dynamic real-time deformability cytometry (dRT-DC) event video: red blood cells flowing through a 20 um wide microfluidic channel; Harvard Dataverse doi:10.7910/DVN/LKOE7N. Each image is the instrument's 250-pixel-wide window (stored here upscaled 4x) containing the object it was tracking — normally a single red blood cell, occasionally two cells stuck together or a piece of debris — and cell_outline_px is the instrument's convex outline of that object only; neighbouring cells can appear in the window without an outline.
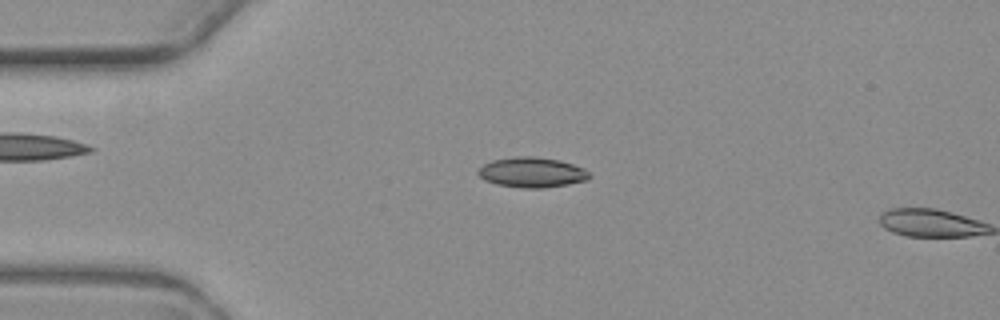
{"species": "common noctule bat (a hibernating species)", "species_latin": "Nyctalus noctula", "temperature_condition": "warm", "stored_images_in_passage": 5, "camera_frame_rate_fps": 3000, "um_per_image_px": 0.085, "animal": {"sex": "female", "body_mass_g": 19.3, "forearm_length_mm": 54.1}, "frame": {"image": 1, "passage_image": 5, "time_ms": 4.667, "image_size_px": [1000, 320], "cell_outline_px": [[592, 176], [588, 180], [568, 184], [544, 188], [524, 188], [496, 184], [484, 180], [476, 172], [484, 164], [492, 160], [516, 156], [536, 156], [560, 160], [584, 168]], "centroid_in_image_um": [45.23, 14.65], "position_along_channel_um": 39.8, "area_um2": 19.65}}